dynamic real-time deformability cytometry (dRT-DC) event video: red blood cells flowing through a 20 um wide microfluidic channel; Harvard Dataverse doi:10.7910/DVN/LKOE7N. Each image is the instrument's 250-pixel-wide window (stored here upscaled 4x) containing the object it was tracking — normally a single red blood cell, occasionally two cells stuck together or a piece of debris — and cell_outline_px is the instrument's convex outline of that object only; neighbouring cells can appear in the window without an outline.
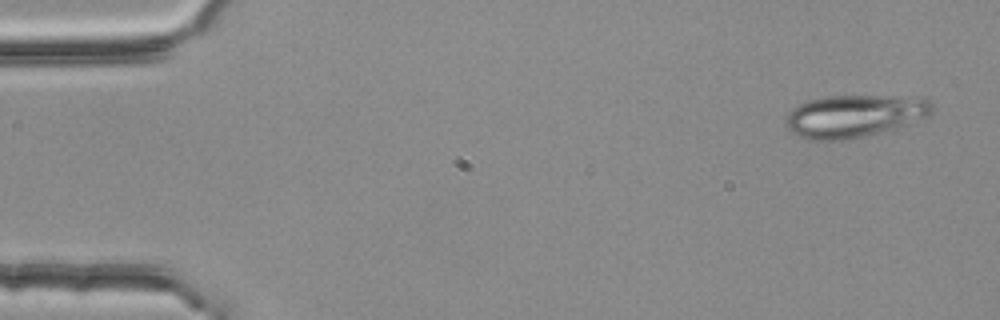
{"species": "common noctule bat (a hibernating species)", "species_latin": "Nyctalus noctula", "temperature_condition": "room temperature", "stored_images_in_passage": 3, "camera_frame_rate_fps": 3000, "um_per_image_px": 0.085, "animal": {"sex": "female", "body_mass_g": 25.1}, "frame": {"image": 1, "passage_image": 1, "time_ms": 0.0, "image_size_px": [1000, 320], "cell_outline_px": [[932, 112], [928, 116], [896, 128], [864, 136], [844, 140], [808, 140], [796, 136], [788, 128], [784, 120], [788, 112], [792, 108], [808, 100], [824, 96], [924, 96], [932, 104]], "centroid_in_image_um": [72.61, 9.85], "position_along_channel_um": 12.4, "area_um2": 36.53}}